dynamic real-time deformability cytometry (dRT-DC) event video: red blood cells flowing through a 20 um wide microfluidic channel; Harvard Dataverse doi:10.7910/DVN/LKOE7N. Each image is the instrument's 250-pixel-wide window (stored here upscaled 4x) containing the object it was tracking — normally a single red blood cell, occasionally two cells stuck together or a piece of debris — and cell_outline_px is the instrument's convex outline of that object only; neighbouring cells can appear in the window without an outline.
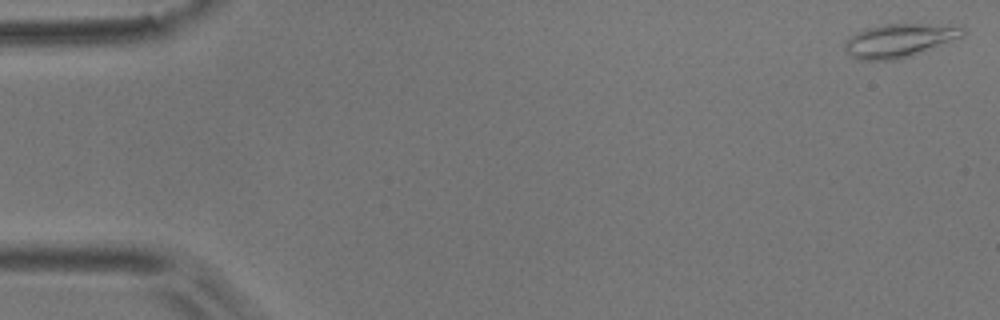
{"species": "common noctule bat (a hibernating species)", "species_latin": "Nyctalus noctula", "temperature_condition": "room temperature", "stored_images_in_passage": 54, "camera_frame_rate_fps": 3000, "um_per_image_px": 0.085, "animal": {"sex": "male", "body_mass_g": 17.9}, "frame": {"image": 1, "passage_image": 1, "time_ms": 0.0, "image_size_px": [1000, 320], "cell_outline_px": [[964, 36], [912, 56], [900, 60], [856, 60], [844, 48], [844, 40], [856, 32], [864, 28], [880, 24], [928, 24], [964, 28]], "centroid_in_image_um": [76.37, 3.45], "position_along_channel_um": 8.6, "area_um2": 23.12}}
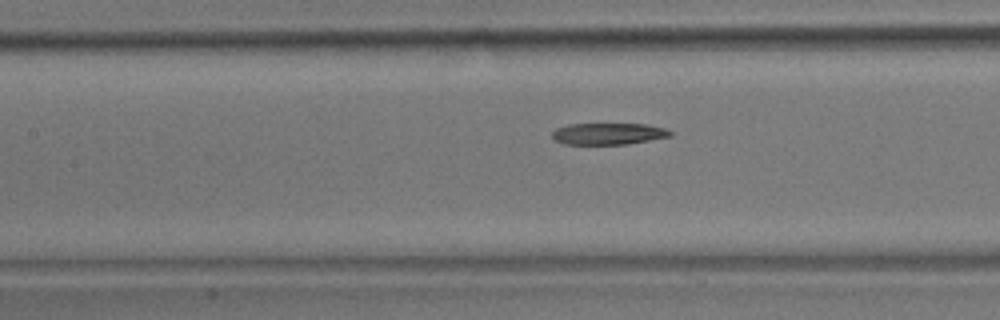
{"frame": {"image": 2, "passage_image": 24, "time_ms": 7.667, "image_size_px": [1000, 320], "cell_outline_px": [[672, 136], [628, 144], [564, 144], [552, 140], [552, 132], [556, 128], [568, 124], [648, 124], [664, 128], [672, 132]], "centroid_in_image_um": [51.68, 11.37], "position_along_channel_um": 155.7, "area_um2": 14.97}}
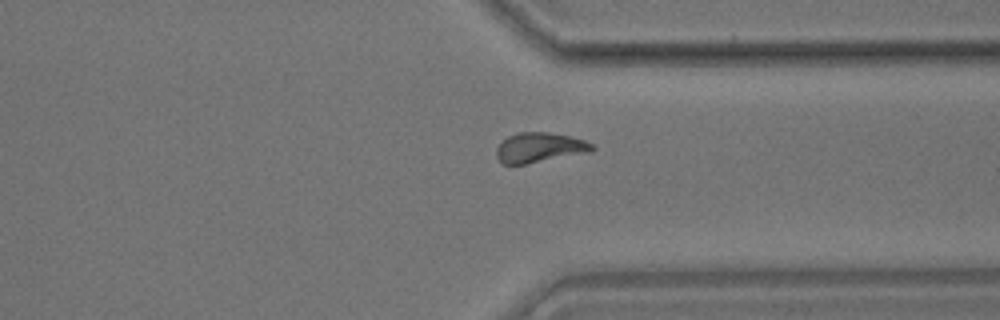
{"frame": {"image": 3, "passage_image": 41, "time_ms": 13.333, "image_size_px": [1000, 320], "cell_outline_px": [[596, 148], [592, 152], [524, 164], [504, 164], [496, 156], [496, 148], [508, 136], [520, 132], [548, 132], [568, 136], [584, 140], [592, 144]], "centroid_in_image_um": [45.89, 12.54], "position_along_channel_um": 365.5, "area_um2": 16.53}, "authors_computed_cell_mechanics": {"area_um2": 16.8776, "velocity_mm_per_s": 3.7104, "shape_relaxation_time_tau1_ms": 6.7072, "shape_relaxation_time_tau2_ms": 4.7975, "deformation_change_tau1": 0.1767, "deformation_change_tau2": 0.1303}}